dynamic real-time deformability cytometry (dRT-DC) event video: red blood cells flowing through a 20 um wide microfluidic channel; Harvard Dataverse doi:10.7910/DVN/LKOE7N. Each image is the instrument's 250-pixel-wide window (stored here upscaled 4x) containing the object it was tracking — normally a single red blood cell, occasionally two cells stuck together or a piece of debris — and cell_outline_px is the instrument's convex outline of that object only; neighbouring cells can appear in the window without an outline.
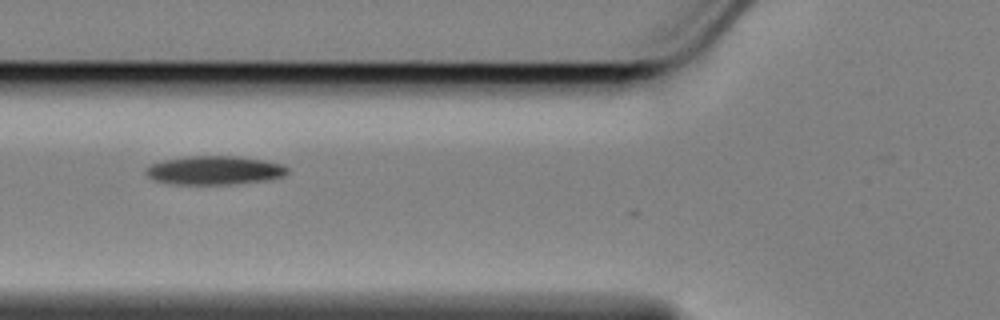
{"species": "Egyptian fruit bat (a non-hibernating species)", "species_latin": "Rousettus aegyptiacus", "temperature_condition": "cold", "stored_images_in_passage": 13, "camera_frame_rate_fps": 3000, "um_per_image_px": 0.085, "animal": {"sex": "female"}, "frame": {"image": 1, "passage_image": 2, "time_ms": 0.333, "image_size_px": [1000, 320], "cell_outline_px": [[288, 172], [284, 176], [272, 180], [232, 184], [168, 184], [152, 180], [144, 172], [144, 168], [152, 164], [164, 160], [184, 156], [236, 156], [264, 160], [284, 164], [288, 168]], "centroid_in_image_um": [18.23, 14.48], "position_along_channel_um": 107.6, "area_um2": 24.1}}
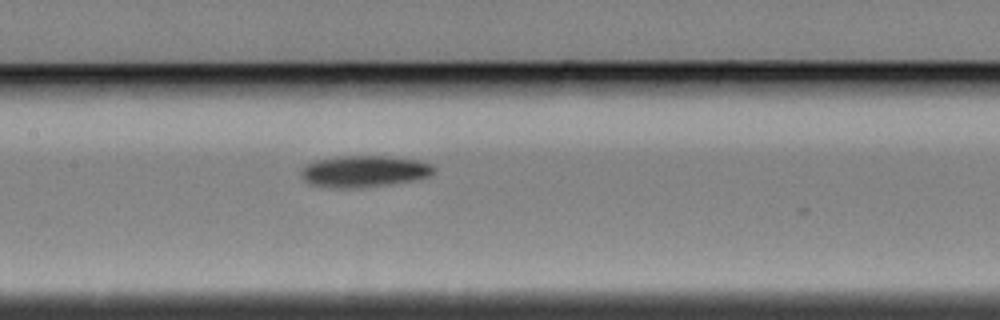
{"frame": {"image": 2, "passage_image": 8, "time_ms": 2.333, "image_size_px": [1000, 320], "cell_outline_px": [[436, 168], [428, 176], [416, 180], [392, 184], [360, 188], [332, 188], [308, 184], [300, 176], [300, 172], [308, 164], [316, 160], [336, 156], [384, 156], [416, 160], [432, 164]], "centroid_in_image_um": [30.93, 14.57], "position_along_channel_um": 176.5, "area_um2": 24.57}}
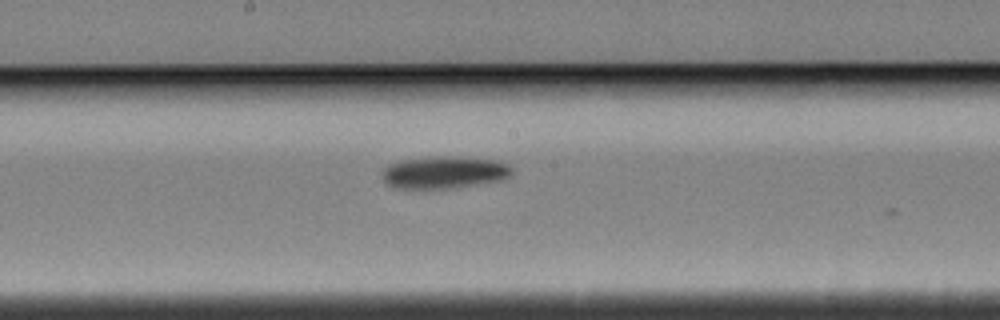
{"frame": {"image": 3, "passage_image": 11, "time_ms": 3.333, "image_size_px": [1000, 320], "cell_outline_px": [[512, 172], [508, 176], [500, 180], [476, 184], [448, 188], [392, 188], [384, 180], [384, 168], [388, 164], [400, 160], [428, 156], [460, 156], [500, 160], [508, 164], [512, 168]], "centroid_in_image_um": [37.76, 14.62], "position_along_channel_um": 210.4, "area_um2": 24.51}}